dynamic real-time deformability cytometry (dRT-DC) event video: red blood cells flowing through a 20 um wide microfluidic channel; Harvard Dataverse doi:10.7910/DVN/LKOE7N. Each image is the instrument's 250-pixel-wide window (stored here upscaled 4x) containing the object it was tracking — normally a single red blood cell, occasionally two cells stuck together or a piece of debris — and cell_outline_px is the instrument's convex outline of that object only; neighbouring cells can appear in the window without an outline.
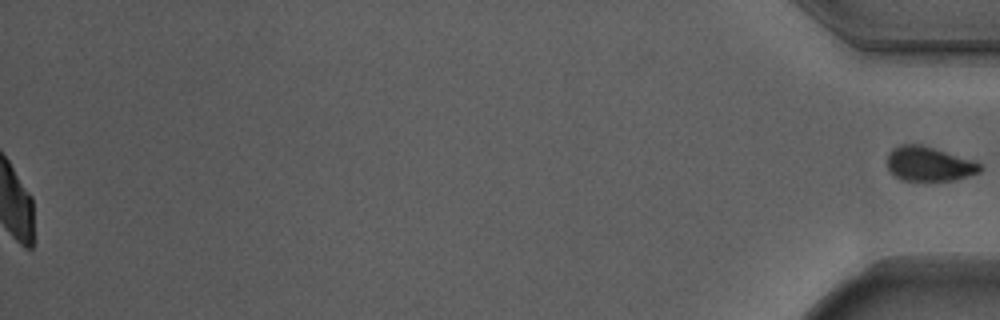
{"species": "Egyptian fruit bat (a non-hibernating species)", "species_latin": "Rousettus aegyptiacus", "temperature_condition": "warm", "stored_images_in_passage": 47, "segment_of_instrument_passage": [2, 2], "camera_frame_rate_fps": 3000, "um_per_image_px": 0.085, "animal": {"sex": "male"}, "frame": {"image": 1, "passage_image": 47, "time_ms": 15.333, "image_size_px": [1000, 320], "cell_outline_px": [[984, 168], [980, 172], [956, 180], [900, 180], [888, 168], [888, 152], [892, 148], [900, 144], [920, 144], [972, 160], [984, 164]], "centroid_in_image_um": [78.99, 13.93], "position_along_channel_um": 356.2, "area_um2": 18.61}}